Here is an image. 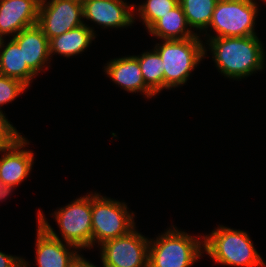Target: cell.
<instances>
[{
    "label": "cell",
    "mask_w": 266,
    "mask_h": 267,
    "mask_svg": "<svg viewBox=\"0 0 266 267\" xmlns=\"http://www.w3.org/2000/svg\"><path fill=\"white\" fill-rule=\"evenodd\" d=\"M206 42L205 57L209 48L218 72L224 77L241 80L266 67V52L257 35L218 37L206 39Z\"/></svg>",
    "instance_id": "obj_1"
},
{
    "label": "cell",
    "mask_w": 266,
    "mask_h": 267,
    "mask_svg": "<svg viewBox=\"0 0 266 267\" xmlns=\"http://www.w3.org/2000/svg\"><path fill=\"white\" fill-rule=\"evenodd\" d=\"M204 236V252L220 265L266 267L248 233L220 225Z\"/></svg>",
    "instance_id": "obj_2"
},
{
    "label": "cell",
    "mask_w": 266,
    "mask_h": 267,
    "mask_svg": "<svg viewBox=\"0 0 266 267\" xmlns=\"http://www.w3.org/2000/svg\"><path fill=\"white\" fill-rule=\"evenodd\" d=\"M92 192L76 198L66 206L54 211L53 215L61 231V237L48 223L47 218L38 210L37 223H39L51 236L62 242L81 249H92Z\"/></svg>",
    "instance_id": "obj_3"
},
{
    "label": "cell",
    "mask_w": 266,
    "mask_h": 267,
    "mask_svg": "<svg viewBox=\"0 0 266 267\" xmlns=\"http://www.w3.org/2000/svg\"><path fill=\"white\" fill-rule=\"evenodd\" d=\"M171 227V228H170ZM149 241L148 267H191L204 253V236L198 238L174 225Z\"/></svg>",
    "instance_id": "obj_4"
},
{
    "label": "cell",
    "mask_w": 266,
    "mask_h": 267,
    "mask_svg": "<svg viewBox=\"0 0 266 267\" xmlns=\"http://www.w3.org/2000/svg\"><path fill=\"white\" fill-rule=\"evenodd\" d=\"M200 37L197 34L184 40H163L155 44L154 49L159 53L164 67V89L184 86L191 71L205 58V42Z\"/></svg>",
    "instance_id": "obj_5"
},
{
    "label": "cell",
    "mask_w": 266,
    "mask_h": 267,
    "mask_svg": "<svg viewBox=\"0 0 266 267\" xmlns=\"http://www.w3.org/2000/svg\"><path fill=\"white\" fill-rule=\"evenodd\" d=\"M127 203L92 192V248L103 242L127 235L136 227L134 212Z\"/></svg>",
    "instance_id": "obj_6"
},
{
    "label": "cell",
    "mask_w": 266,
    "mask_h": 267,
    "mask_svg": "<svg viewBox=\"0 0 266 267\" xmlns=\"http://www.w3.org/2000/svg\"><path fill=\"white\" fill-rule=\"evenodd\" d=\"M258 6L256 0H218L208 26L217 34H204L205 37L211 39L257 35L255 20L259 12Z\"/></svg>",
    "instance_id": "obj_7"
},
{
    "label": "cell",
    "mask_w": 266,
    "mask_h": 267,
    "mask_svg": "<svg viewBox=\"0 0 266 267\" xmlns=\"http://www.w3.org/2000/svg\"><path fill=\"white\" fill-rule=\"evenodd\" d=\"M149 241L135 227L125 236L103 242L99 245L102 267H148Z\"/></svg>",
    "instance_id": "obj_8"
},
{
    "label": "cell",
    "mask_w": 266,
    "mask_h": 267,
    "mask_svg": "<svg viewBox=\"0 0 266 267\" xmlns=\"http://www.w3.org/2000/svg\"><path fill=\"white\" fill-rule=\"evenodd\" d=\"M83 4L75 0H41L38 23L48 40L84 24Z\"/></svg>",
    "instance_id": "obj_9"
},
{
    "label": "cell",
    "mask_w": 266,
    "mask_h": 267,
    "mask_svg": "<svg viewBox=\"0 0 266 267\" xmlns=\"http://www.w3.org/2000/svg\"><path fill=\"white\" fill-rule=\"evenodd\" d=\"M126 0H86L83 3V19L103 28H127L135 22V4Z\"/></svg>",
    "instance_id": "obj_10"
},
{
    "label": "cell",
    "mask_w": 266,
    "mask_h": 267,
    "mask_svg": "<svg viewBox=\"0 0 266 267\" xmlns=\"http://www.w3.org/2000/svg\"><path fill=\"white\" fill-rule=\"evenodd\" d=\"M41 0H0V37L17 35L38 23Z\"/></svg>",
    "instance_id": "obj_11"
},
{
    "label": "cell",
    "mask_w": 266,
    "mask_h": 267,
    "mask_svg": "<svg viewBox=\"0 0 266 267\" xmlns=\"http://www.w3.org/2000/svg\"><path fill=\"white\" fill-rule=\"evenodd\" d=\"M29 143V140L21 137L10 148L0 152V179L5 184L17 187L30 174L34 153L30 149L25 150Z\"/></svg>",
    "instance_id": "obj_12"
},
{
    "label": "cell",
    "mask_w": 266,
    "mask_h": 267,
    "mask_svg": "<svg viewBox=\"0 0 266 267\" xmlns=\"http://www.w3.org/2000/svg\"><path fill=\"white\" fill-rule=\"evenodd\" d=\"M37 224L35 260L38 267H69L80 253L79 249L51 236L39 223Z\"/></svg>",
    "instance_id": "obj_13"
},
{
    "label": "cell",
    "mask_w": 266,
    "mask_h": 267,
    "mask_svg": "<svg viewBox=\"0 0 266 267\" xmlns=\"http://www.w3.org/2000/svg\"><path fill=\"white\" fill-rule=\"evenodd\" d=\"M105 74L120 88L131 93H142L147 98L156 94L145 84L138 59L132 55L111 59L104 65Z\"/></svg>",
    "instance_id": "obj_14"
},
{
    "label": "cell",
    "mask_w": 266,
    "mask_h": 267,
    "mask_svg": "<svg viewBox=\"0 0 266 267\" xmlns=\"http://www.w3.org/2000/svg\"><path fill=\"white\" fill-rule=\"evenodd\" d=\"M12 39L22 49L23 61L36 75L50 67L47 66L51 61L49 40L37 24L23 29Z\"/></svg>",
    "instance_id": "obj_15"
},
{
    "label": "cell",
    "mask_w": 266,
    "mask_h": 267,
    "mask_svg": "<svg viewBox=\"0 0 266 267\" xmlns=\"http://www.w3.org/2000/svg\"><path fill=\"white\" fill-rule=\"evenodd\" d=\"M86 23L49 40V54L71 57L84 52L96 37V33Z\"/></svg>",
    "instance_id": "obj_16"
},
{
    "label": "cell",
    "mask_w": 266,
    "mask_h": 267,
    "mask_svg": "<svg viewBox=\"0 0 266 267\" xmlns=\"http://www.w3.org/2000/svg\"><path fill=\"white\" fill-rule=\"evenodd\" d=\"M9 40L8 43L4 38L0 41V75L20 80L29 87L36 74L23 61L19 45L12 38Z\"/></svg>",
    "instance_id": "obj_17"
},
{
    "label": "cell",
    "mask_w": 266,
    "mask_h": 267,
    "mask_svg": "<svg viewBox=\"0 0 266 267\" xmlns=\"http://www.w3.org/2000/svg\"><path fill=\"white\" fill-rule=\"evenodd\" d=\"M149 34L162 40H184L195 37L197 32L188 26L182 7L178 4L160 18L149 30Z\"/></svg>",
    "instance_id": "obj_18"
},
{
    "label": "cell",
    "mask_w": 266,
    "mask_h": 267,
    "mask_svg": "<svg viewBox=\"0 0 266 267\" xmlns=\"http://www.w3.org/2000/svg\"><path fill=\"white\" fill-rule=\"evenodd\" d=\"M218 0H179L185 14L188 26L193 31H205L207 34L208 26Z\"/></svg>",
    "instance_id": "obj_19"
},
{
    "label": "cell",
    "mask_w": 266,
    "mask_h": 267,
    "mask_svg": "<svg viewBox=\"0 0 266 267\" xmlns=\"http://www.w3.org/2000/svg\"><path fill=\"white\" fill-rule=\"evenodd\" d=\"M152 50L134 56L139 61L145 84L157 95L164 90V67L159 53L154 48Z\"/></svg>",
    "instance_id": "obj_20"
},
{
    "label": "cell",
    "mask_w": 266,
    "mask_h": 267,
    "mask_svg": "<svg viewBox=\"0 0 266 267\" xmlns=\"http://www.w3.org/2000/svg\"><path fill=\"white\" fill-rule=\"evenodd\" d=\"M179 4V0H146L134 10L148 31L160 18Z\"/></svg>",
    "instance_id": "obj_21"
},
{
    "label": "cell",
    "mask_w": 266,
    "mask_h": 267,
    "mask_svg": "<svg viewBox=\"0 0 266 267\" xmlns=\"http://www.w3.org/2000/svg\"><path fill=\"white\" fill-rule=\"evenodd\" d=\"M29 88L22 81L0 75V111L1 106L8 104Z\"/></svg>",
    "instance_id": "obj_22"
},
{
    "label": "cell",
    "mask_w": 266,
    "mask_h": 267,
    "mask_svg": "<svg viewBox=\"0 0 266 267\" xmlns=\"http://www.w3.org/2000/svg\"><path fill=\"white\" fill-rule=\"evenodd\" d=\"M10 123L11 122L6 118L5 113L0 111V152L10 148L23 137Z\"/></svg>",
    "instance_id": "obj_23"
},
{
    "label": "cell",
    "mask_w": 266,
    "mask_h": 267,
    "mask_svg": "<svg viewBox=\"0 0 266 267\" xmlns=\"http://www.w3.org/2000/svg\"><path fill=\"white\" fill-rule=\"evenodd\" d=\"M29 264L20 256H12L0 251V267H28Z\"/></svg>",
    "instance_id": "obj_24"
},
{
    "label": "cell",
    "mask_w": 266,
    "mask_h": 267,
    "mask_svg": "<svg viewBox=\"0 0 266 267\" xmlns=\"http://www.w3.org/2000/svg\"><path fill=\"white\" fill-rule=\"evenodd\" d=\"M69 267H97L92 262L88 261L83 255H78L74 258V260L70 263Z\"/></svg>",
    "instance_id": "obj_25"
},
{
    "label": "cell",
    "mask_w": 266,
    "mask_h": 267,
    "mask_svg": "<svg viewBox=\"0 0 266 267\" xmlns=\"http://www.w3.org/2000/svg\"><path fill=\"white\" fill-rule=\"evenodd\" d=\"M16 189L15 186L7 185L0 179V201L2 202Z\"/></svg>",
    "instance_id": "obj_26"
},
{
    "label": "cell",
    "mask_w": 266,
    "mask_h": 267,
    "mask_svg": "<svg viewBox=\"0 0 266 267\" xmlns=\"http://www.w3.org/2000/svg\"><path fill=\"white\" fill-rule=\"evenodd\" d=\"M75 1H78L83 4L86 0H75Z\"/></svg>",
    "instance_id": "obj_27"
}]
</instances>
